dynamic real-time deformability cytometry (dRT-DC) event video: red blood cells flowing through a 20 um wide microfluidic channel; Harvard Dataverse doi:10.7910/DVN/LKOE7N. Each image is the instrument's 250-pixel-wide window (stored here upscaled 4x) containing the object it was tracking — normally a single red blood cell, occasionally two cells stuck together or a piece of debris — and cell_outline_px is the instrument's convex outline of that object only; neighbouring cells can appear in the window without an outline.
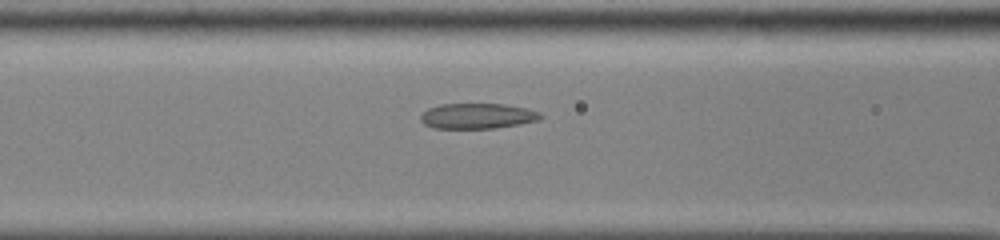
{"species": "common noctule bat (a hibernating species)", "species_latin": "Nyctalus noctula", "temperature_condition": "cold", "stored_images_in_passage": 55, "camera_frame_rate_fps": 3000, "um_per_image_px": 0.085, "animal": {"sex": "male", "body_mass_g": 13.0, "forearm_length_mm": 53.1}, "frame": {"image": 1, "passage_image": 25, "time_ms": 8.0, "image_size_px": [1000, 240], "cell_outline_px": [[544, 116], [540, 120], [520, 124], [496, 128], [432, 128], [424, 124], [420, 120], [420, 116], [428, 108], [440, 104], [504, 104], [528, 108], [540, 112]], "centroid_in_image_um": [40.61, 9.86], "position_along_channel_um": 126.0, "area_um2": 17.92}}
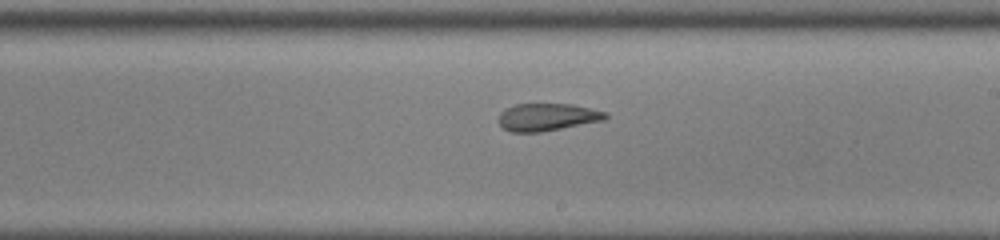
{"frame": {"image": 2, "passage_image": 34, "time_ms": 11.0, "image_size_px": [1000, 240], "cell_outline_px": [[608, 116], [604, 120], [540, 132], [512, 132], [504, 128], [500, 124], [500, 112], [504, 108], [516, 104], [572, 104], [608, 112]], "centroid_in_image_um": [46.53, 9.94], "position_along_channel_um": 242.5, "area_um2": 16.99}}
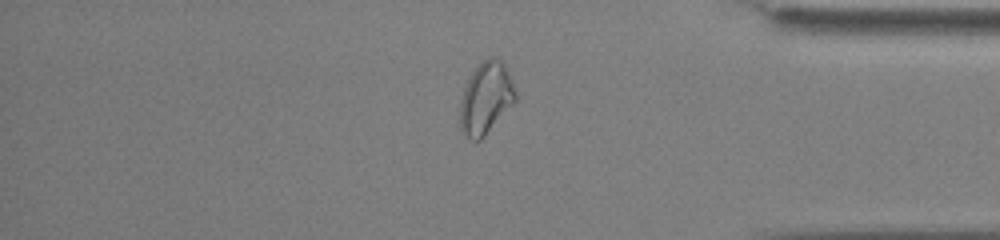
{"frame": {"image": 3, "passage_image": 47, "time_ms": 15.333, "image_size_px": [1000, 240], "cell_outline_px": [[516, 100], [484, 136], [480, 140], [472, 140], [464, 136], [460, 128], [460, 104], [464, 88], [472, 72], [488, 56], [496, 56], [504, 64], [512, 80], [516, 92]], "centroid_in_image_um": [41.29, 8.34], "position_along_channel_um": 393.9, "area_um2": 23.0}, "authors_computed_cell_mechanics": {"area_um2": 21.1548, "velocity_mm_per_s": 3.8857, "shape_relaxation_time_tau1_ms": null, "shape_relaxation_time_tau2_ms": 2.3511, "deformation_change_tau1": null, "deformation_change_tau2": 0.0939}}